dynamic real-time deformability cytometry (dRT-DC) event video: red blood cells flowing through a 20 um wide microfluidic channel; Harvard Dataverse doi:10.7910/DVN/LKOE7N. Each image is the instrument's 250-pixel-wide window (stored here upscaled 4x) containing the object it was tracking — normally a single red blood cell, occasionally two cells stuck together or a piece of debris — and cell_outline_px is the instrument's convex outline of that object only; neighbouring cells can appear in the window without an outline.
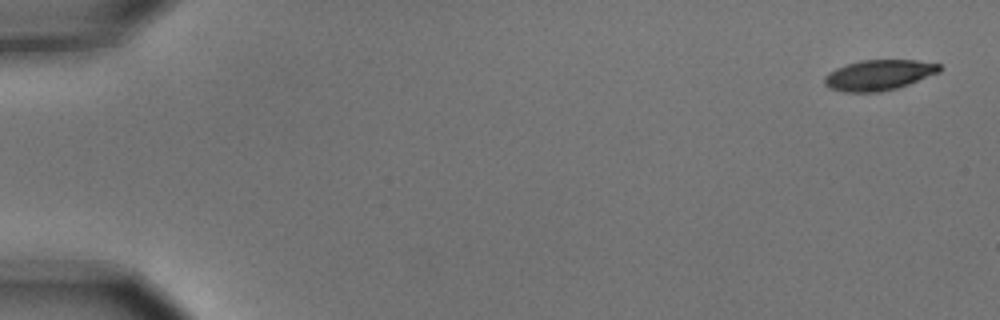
{"species": "common noctule bat (a hibernating species)", "species_latin": "Nyctalus noctula", "temperature_condition": "cold", "stored_images_in_passage": 6, "camera_frame_rate_fps": 3000, "um_per_image_px": 0.085, "animal": {"sex": "male", "body_mass_g": 15.6}, "frame": {"image": 1, "passage_image": 1, "time_ms": 0.0, "image_size_px": [1000, 320], "cell_outline_px": [[940, 72], [908, 84], [896, 88], [880, 92], [844, 92], [828, 88], [824, 84], [824, 76], [828, 72], [836, 68], [860, 60], [916, 60], [940, 64]], "centroid_in_image_um": [74.66, 6.38], "position_along_channel_um": 10.3, "area_um2": 20.4}}
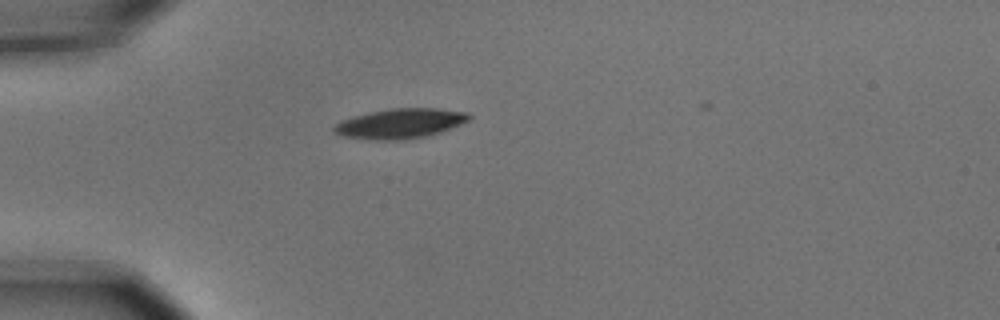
{"frame": {"image": 2, "passage_image": 5, "time_ms": 1.333, "image_size_px": [1000, 320], "cell_outline_px": [[472, 116], [468, 120], [460, 124], [440, 132], [428, 136], [400, 140], [376, 140], [344, 136], [332, 132], [332, 128], [340, 120], [352, 116], [368, 112], [388, 108], [436, 108], [468, 112]], "centroid_in_image_um": [33.99, 10.49], "position_along_channel_um": 51.0, "area_um2": 23.64}}